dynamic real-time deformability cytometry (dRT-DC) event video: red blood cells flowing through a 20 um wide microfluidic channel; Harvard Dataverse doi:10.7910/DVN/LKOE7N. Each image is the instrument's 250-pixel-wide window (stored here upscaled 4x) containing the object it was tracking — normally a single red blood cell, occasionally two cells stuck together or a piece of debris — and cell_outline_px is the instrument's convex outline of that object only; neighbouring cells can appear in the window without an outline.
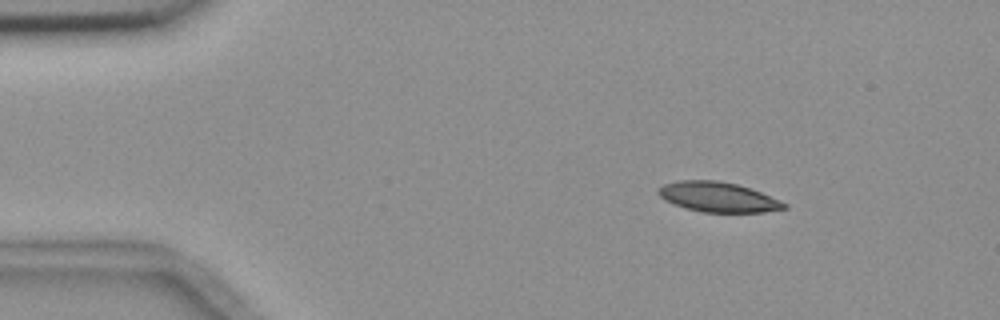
{"species": "common noctule bat (a hibernating species)", "species_latin": "Nyctalus noctula", "temperature_condition": "room temperature", "stored_images_in_passage": 5, "camera_frame_rate_fps": 3000, "um_per_image_px": 0.085, "animal": {"sex": "female", "body_mass_g": 18.4}, "frame": {"image": 1, "passage_image": 2, "time_ms": 1.333, "image_size_px": [1000, 320], "cell_outline_px": [[788, 208], [764, 212], [700, 212], [684, 208], [664, 200], [656, 192], [656, 188], [664, 184], [680, 180], [716, 180], [736, 184], [760, 192], [780, 200], [788, 204]], "centroid_in_image_um": [61.0, 16.75], "position_along_channel_um": 24.0, "area_um2": 22.02}}
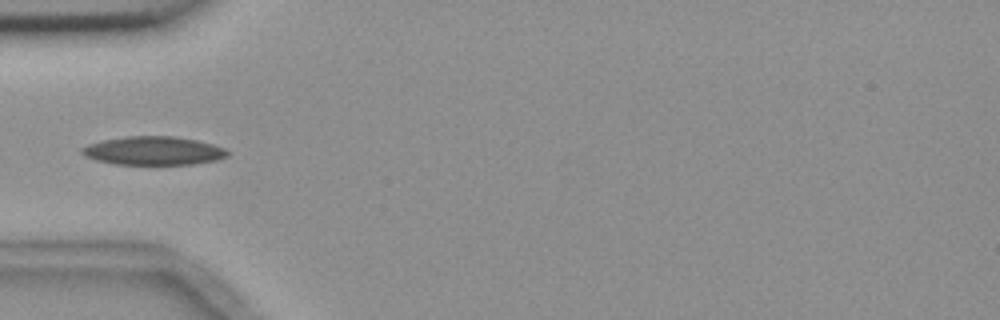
{"frame": {"image": 2, "passage_image": 5, "time_ms": 4.667, "image_size_px": [1000, 320], "cell_outline_px": [[228, 156], [216, 160], [192, 164], [116, 164], [96, 160], [84, 156], [80, 152], [80, 148], [88, 144], [104, 140], [128, 136], [172, 136], [196, 140], [212, 144], [224, 148], [228, 152]], "centroid_in_image_um": [13.02, 12.81], "position_along_channel_um": 72.0, "area_um2": 24.04}}